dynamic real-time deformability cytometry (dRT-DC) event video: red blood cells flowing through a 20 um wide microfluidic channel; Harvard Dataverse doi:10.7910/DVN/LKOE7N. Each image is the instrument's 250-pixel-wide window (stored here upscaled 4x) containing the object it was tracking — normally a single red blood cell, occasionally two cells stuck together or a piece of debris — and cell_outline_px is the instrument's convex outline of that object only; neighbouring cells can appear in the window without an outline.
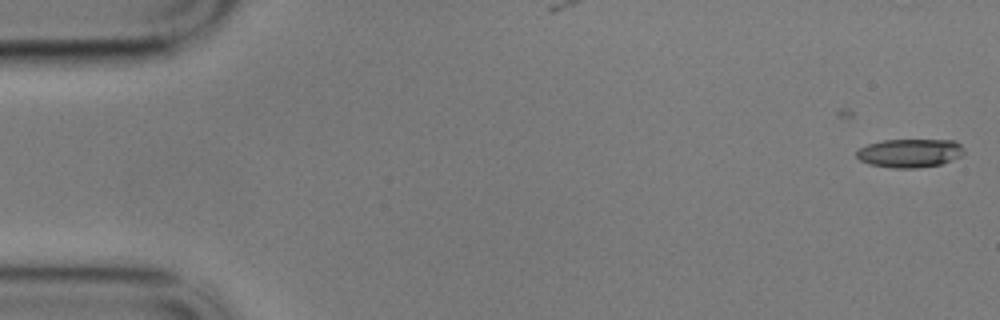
{"species": "common noctule bat (a hibernating species)", "species_latin": "Nyctalus noctula", "temperature_condition": "cold", "stored_images_in_passage": 6, "camera_frame_rate_fps": 3000, "um_per_image_px": 0.085, "animal": {"sex": "male", "body_mass_g": 17.9}, "frame": {"image": 1, "passage_image": 6, "time_ms": 1.667, "image_size_px": [1000, 320], "cell_outline_px": [[964, 152], [960, 156], [952, 160], [940, 164], [916, 168], [892, 168], [868, 164], [860, 160], [856, 156], [856, 152], [860, 148], [868, 144], [884, 140], [956, 140], [964, 148]], "centroid_in_image_um": [77.33, 13.01], "position_along_channel_um": 7.7, "area_um2": 17.92}}